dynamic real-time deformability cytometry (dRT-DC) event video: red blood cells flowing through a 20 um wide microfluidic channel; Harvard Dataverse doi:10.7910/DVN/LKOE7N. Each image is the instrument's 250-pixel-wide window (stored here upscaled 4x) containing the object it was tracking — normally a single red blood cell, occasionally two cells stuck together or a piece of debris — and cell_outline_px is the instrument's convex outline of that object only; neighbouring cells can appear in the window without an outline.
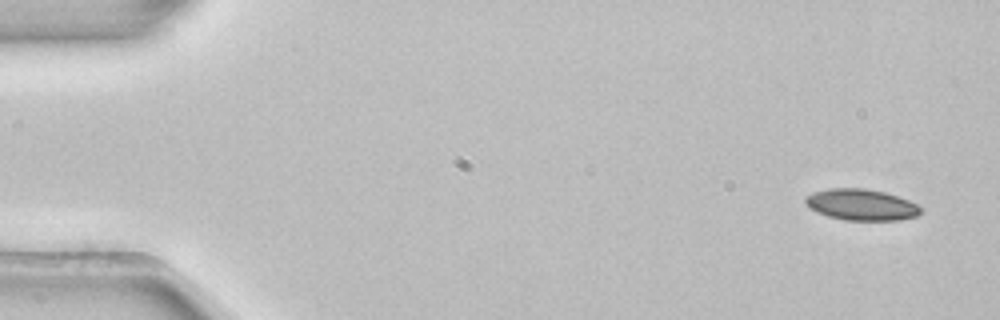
{"species": "common noctule bat (a hibernating species)", "species_latin": "Nyctalus noctula", "temperature_condition": "room temperature", "stored_images_in_passage": 4, "camera_frame_rate_fps": 3000, "um_per_image_px": 0.085, "animal": {"sex": "female", "body_mass_g": 22.7, "forearm_length_mm": 54.2}, "frame": {"image": 1, "passage_image": 1, "time_ms": 0.0, "image_size_px": [1000, 320], "cell_outline_px": [[920, 212], [916, 216], [900, 220], [844, 220], [828, 216], [816, 212], [804, 200], [804, 196], [828, 188], [864, 188], [884, 192], [908, 200], [916, 204], [920, 208]], "centroid_in_image_um": [73.19, 17.4], "position_along_channel_um": 11.8, "area_um2": 20.75}}
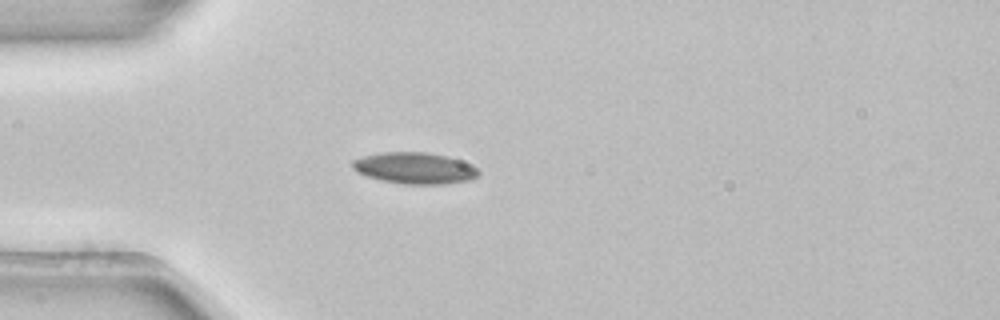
{"frame": {"image": 2, "passage_image": 4, "time_ms": 1.0, "image_size_px": [1000, 320], "cell_outline_px": [[480, 172], [476, 176], [468, 180], [444, 184], [404, 184], [380, 180], [356, 172], [352, 168], [352, 160], [364, 156], [384, 152], [424, 152], [448, 156], [460, 160], [476, 168]], "centroid_in_image_um": [35.21, 14.29], "position_along_channel_um": 49.8, "area_um2": 22.89}}